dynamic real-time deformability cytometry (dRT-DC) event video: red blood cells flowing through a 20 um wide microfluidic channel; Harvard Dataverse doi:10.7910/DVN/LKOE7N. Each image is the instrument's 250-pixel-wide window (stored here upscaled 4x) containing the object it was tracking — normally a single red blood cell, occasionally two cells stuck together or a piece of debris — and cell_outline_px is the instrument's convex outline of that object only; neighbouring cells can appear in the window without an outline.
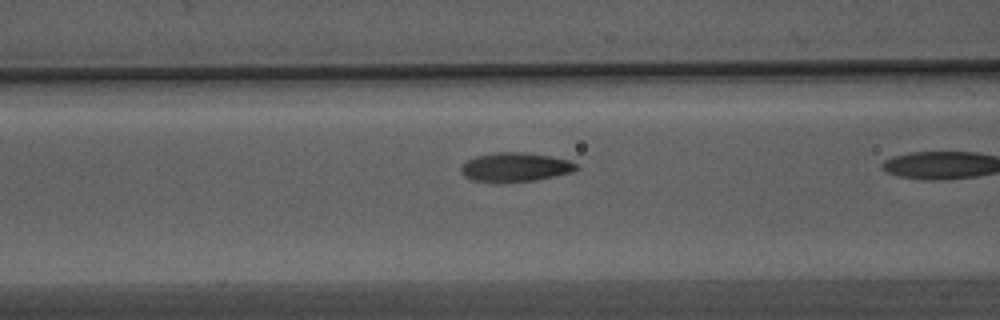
{"species": "Egyptian fruit bat (a non-hibernating species)", "species_latin": "Rousettus aegyptiacus", "temperature_condition": "warm", "stored_images_in_passage": 8, "camera_frame_rate_fps": 3000, "um_per_image_px": 0.085, "animal": {"sex": "male"}, "frame": {"image": 1, "passage_image": 7, "time_ms": 2.0, "image_size_px": [1000, 320], "cell_outline_px": [[580, 168], [572, 172], [556, 176], [536, 180], [472, 180], [464, 176], [460, 172], [460, 168], [468, 160], [476, 156], [496, 152], [524, 152], [552, 156], [568, 160], [576, 164]], "centroid_in_image_um": [43.84, 14.17], "position_along_channel_um": 122.8, "area_um2": 19.02}}